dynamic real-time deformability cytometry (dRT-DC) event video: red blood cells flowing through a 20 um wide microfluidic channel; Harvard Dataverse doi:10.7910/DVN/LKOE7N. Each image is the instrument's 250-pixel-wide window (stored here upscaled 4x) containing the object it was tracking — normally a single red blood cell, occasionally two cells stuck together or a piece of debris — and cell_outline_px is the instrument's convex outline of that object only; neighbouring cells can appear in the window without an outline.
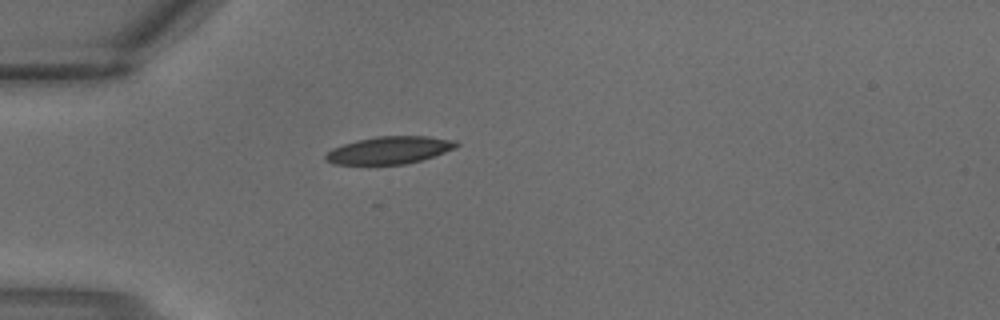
{"species": "common noctule bat (a hibernating species)", "species_latin": "Nyctalus noctula", "temperature_condition": "warm", "stored_images_in_passage": 1, "camera_frame_rate_fps": 3000, "um_per_image_px": 0.085, "animal": {"sex": "male", "body_mass_g": 18.8}, "frame": {"image": 1, "passage_image": 1, "time_ms": 0.0, "image_size_px": [1000, 320], "cell_outline_px": [[460, 144], [456, 148], [420, 160], [404, 164], [332, 164], [324, 160], [324, 156], [332, 148], [344, 144], [376, 136], [428, 136], [456, 140]], "centroid_in_image_um": [33.1, 12.76], "position_along_channel_um": 51.9, "area_um2": 20.75}}